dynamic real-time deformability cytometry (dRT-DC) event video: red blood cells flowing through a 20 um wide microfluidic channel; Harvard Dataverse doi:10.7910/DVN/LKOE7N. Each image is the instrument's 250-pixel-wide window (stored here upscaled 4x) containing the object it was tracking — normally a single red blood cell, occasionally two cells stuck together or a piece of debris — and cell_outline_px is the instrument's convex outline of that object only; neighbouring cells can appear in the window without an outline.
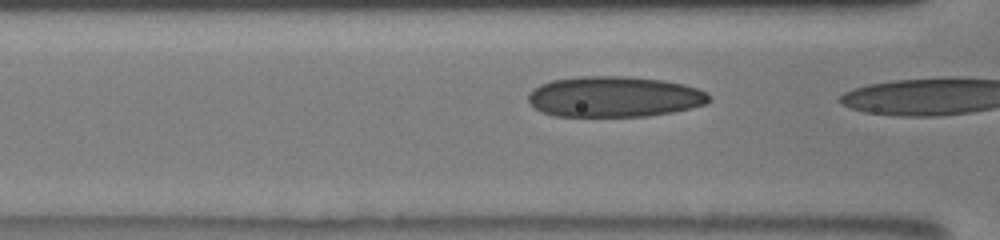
{"species": "human", "species_latin": "Homo sapiens", "temperature_condition": "room temperature", "stored_images_in_passage": 10, "camera_frame_rate_fps": 3000, "um_per_image_px": 0.085, "donor": {"sex": "male"}, "frame": {"image": 1, "passage_image": 9, "time_ms": 3.333, "image_size_px": [1000, 240], "cell_outline_px": [[712, 100], [708, 104], [672, 112], [648, 116], [556, 116], [540, 112], [528, 100], [528, 96], [540, 84], [552, 80], [580, 76], [628, 76], [664, 80], [684, 84], [708, 92], [712, 96]], "centroid_in_image_um": [52.28, 8.22], "position_along_channel_um": 114.3, "area_um2": 43.12}}